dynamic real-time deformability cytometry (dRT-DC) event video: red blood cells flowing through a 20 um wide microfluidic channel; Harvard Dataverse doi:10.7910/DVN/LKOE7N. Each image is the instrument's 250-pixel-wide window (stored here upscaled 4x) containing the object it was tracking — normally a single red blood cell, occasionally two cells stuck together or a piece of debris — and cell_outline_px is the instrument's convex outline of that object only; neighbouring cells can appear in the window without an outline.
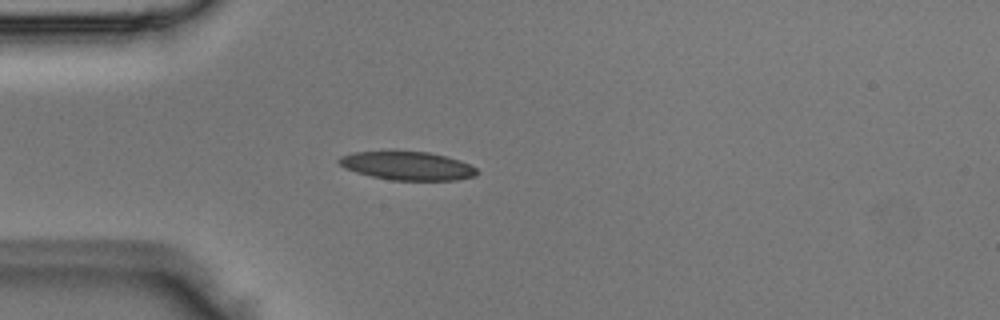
{"species": "Egyptian fruit bat (a non-hibernating species)", "species_latin": "Rousettus aegyptiacus", "temperature_condition": "room temperature", "stored_images_in_passage": 35, "camera_frame_rate_fps": 3000, "um_per_image_px": 0.085, "animal": {"sex": "male"}, "frame": {"image": 1, "passage_image": 5, "time_ms": 1.333, "image_size_px": [1000, 320], "cell_outline_px": [[480, 172], [476, 176], [456, 180], [392, 180], [372, 176], [356, 172], [344, 168], [336, 160], [340, 156], [352, 152], [388, 148], [396, 148], [428, 152], [460, 160], [476, 168]], "centroid_in_image_um": [34.56, 14.04], "position_along_channel_um": 50.4, "area_um2": 23.93}}
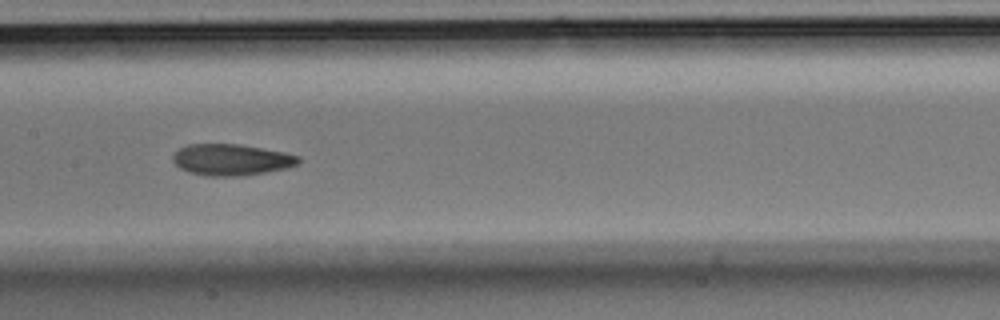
{"frame": {"image": 2, "passage_image": 16, "time_ms": 5.0, "image_size_px": [1000, 320], "cell_outline_px": [[300, 160], [296, 164], [288, 168], [244, 176], [204, 176], [188, 172], [180, 168], [172, 160], [172, 156], [180, 148], [188, 144], [240, 144], [284, 152], [300, 156]], "centroid_in_image_um": [19.66, 13.58], "position_along_channel_um": 187.7, "area_um2": 23.06}}
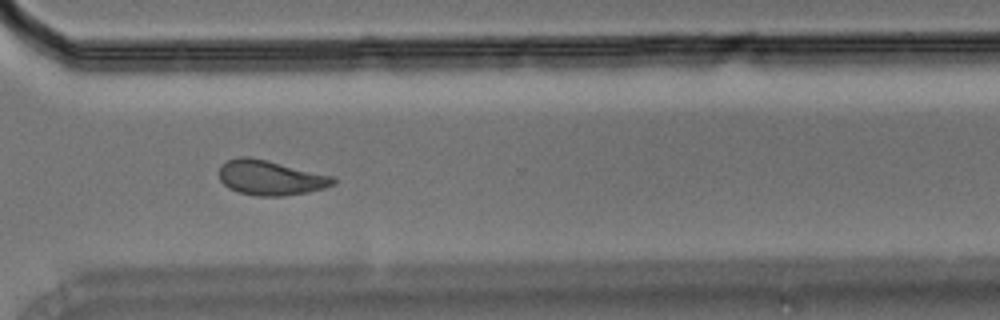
{"frame": {"image": 3, "passage_image": 28, "time_ms": 9.0, "image_size_px": [1000, 320], "cell_outline_px": [[336, 184], [324, 188], [308, 192], [280, 196], [256, 196], [236, 192], [228, 188], [220, 180], [220, 164], [228, 160], [240, 156], [248, 156], [268, 160], [332, 176], [336, 180]], "centroid_in_image_um": [22.96, 15.11], "position_along_channel_um": 347.6, "area_um2": 23.24}}